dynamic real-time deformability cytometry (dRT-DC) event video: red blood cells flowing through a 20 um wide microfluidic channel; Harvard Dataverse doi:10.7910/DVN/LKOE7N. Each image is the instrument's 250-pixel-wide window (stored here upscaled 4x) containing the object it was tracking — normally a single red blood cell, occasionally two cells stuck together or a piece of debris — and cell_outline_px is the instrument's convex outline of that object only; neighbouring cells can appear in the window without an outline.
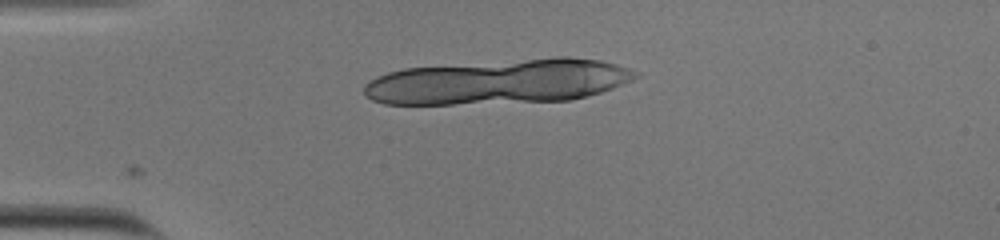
{"species": "human", "species_latin": "Homo sapiens", "temperature_condition": "cold", "stored_images_in_passage": 13, "camera_frame_rate_fps": 3000, "um_per_image_px": 0.085, "donor": {"sex": "male"}, "frame": {"image": 1, "passage_image": 5, "time_ms": 1.333, "image_size_px": [1000, 240], "cell_outline_px": [[592, 92], [580, 96], [552, 100], [440, 104], [396, 104], [380, 80], [384, 76], [396, 72], [416, 68], [516, 68]], "centroid_in_image_um": [40.27, 7.33], "position_along_channel_um": 44.7, "area_um2": 42.37}}
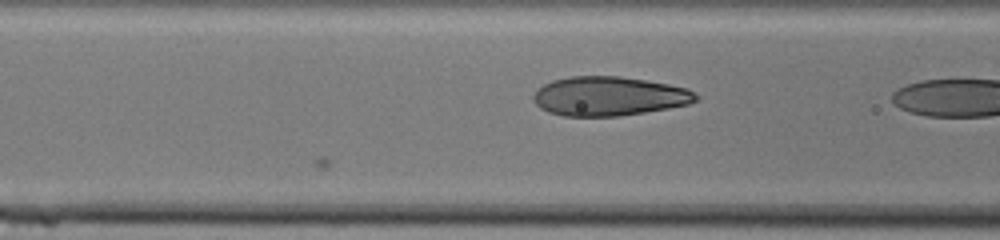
{"frame": {"image": 2, "passage_image": 12, "time_ms": 3.667, "image_size_px": [1000, 240], "cell_outline_px": [[692, 100], [680, 104], [632, 112], [592, 116], [580, 116], [564, 80], [636, 80], [660, 84], [680, 88], [688, 92], [692, 96]], "centroid_in_image_um": [52.91, 8.18], "position_along_channel_um": 113.7, "area_um2": 24.45}}